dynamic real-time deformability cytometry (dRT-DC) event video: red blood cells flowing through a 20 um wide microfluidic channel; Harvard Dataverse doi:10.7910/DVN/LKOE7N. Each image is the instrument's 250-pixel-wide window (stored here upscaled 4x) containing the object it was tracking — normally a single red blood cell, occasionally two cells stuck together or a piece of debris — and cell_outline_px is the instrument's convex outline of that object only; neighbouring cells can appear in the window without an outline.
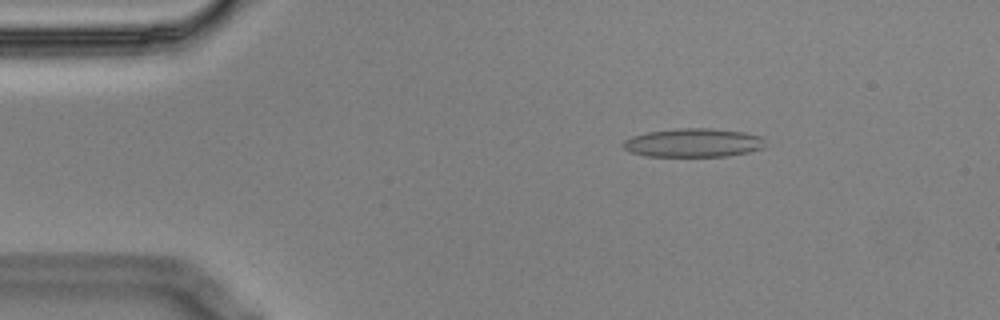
{"species": "Egyptian fruit bat (a non-hibernating species)", "species_latin": "Rousettus aegyptiacus", "temperature_condition": "cold", "stored_images_in_passage": 14, "camera_frame_rate_fps": 3000, "um_per_image_px": 0.085, "animal": {"sex": "male"}, "frame": {"image": 1, "passage_image": 2, "time_ms": 0.333, "image_size_px": [1000, 320], "cell_outline_px": [[764, 148], [748, 152], [728, 156], [644, 156], [628, 152], [624, 148], [624, 140], [632, 136], [648, 132], [676, 128], [712, 128], [744, 132], [760, 136]], "centroid_in_image_um": [58.89, 12.13], "position_along_channel_um": 26.1, "area_um2": 23.7}}
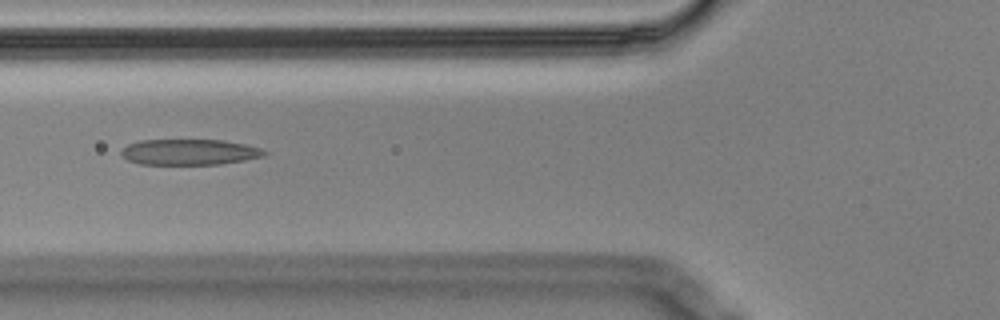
{"frame": {"image": 2, "passage_image": 5, "time_ms": 1.333, "image_size_px": [1000, 320], "cell_outline_px": [[268, 152], [264, 156], [244, 160], [220, 164], [140, 164], [128, 160], [120, 152], [128, 144], [140, 140], [224, 140], [244, 144], [260, 148]], "centroid_in_image_um": [16.11, 12.92], "position_along_channel_um": 109.7, "area_um2": 21.33}}
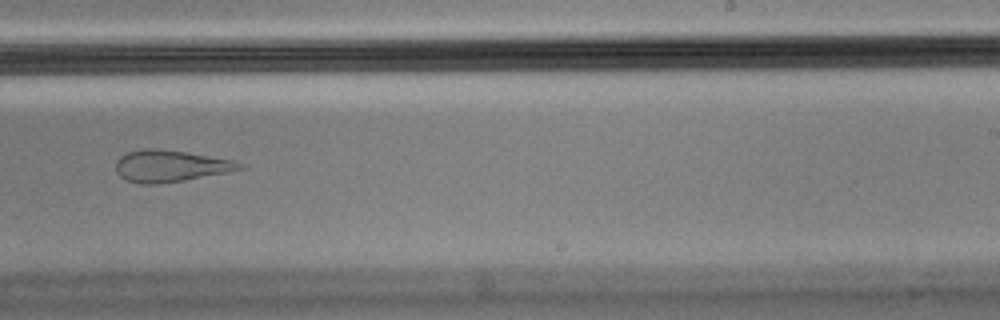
{"frame": {"image": 3, "passage_image": 9, "time_ms": 2.667, "image_size_px": [1000, 320], "cell_outline_px": [[244, 168], [228, 172], [184, 180], [156, 184], [140, 184], [124, 180], [116, 172], [116, 160], [120, 156], [128, 152], [140, 148], [156, 148], [184, 152], [232, 160], [244, 164]], "centroid_in_image_um": [14.42, 14.11], "position_along_channel_um": 274.6, "area_um2": 22.83}}